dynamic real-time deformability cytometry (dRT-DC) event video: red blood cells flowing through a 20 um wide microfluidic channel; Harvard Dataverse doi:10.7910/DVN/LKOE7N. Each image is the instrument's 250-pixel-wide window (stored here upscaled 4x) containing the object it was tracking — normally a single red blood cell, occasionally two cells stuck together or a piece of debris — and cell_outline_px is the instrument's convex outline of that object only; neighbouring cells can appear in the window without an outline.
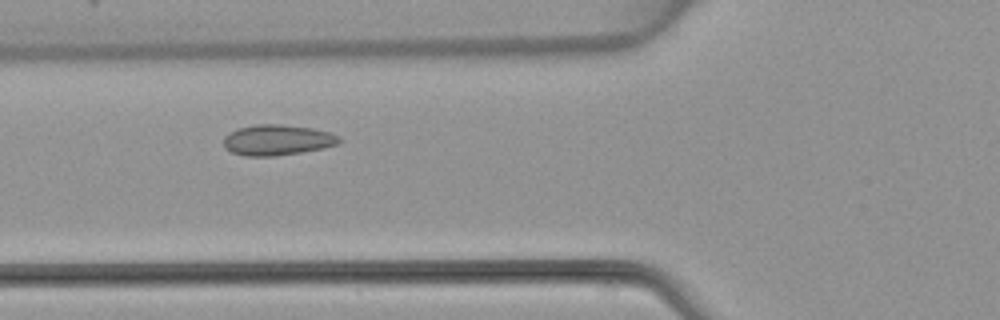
{"species": "common noctule bat (a hibernating species)", "species_latin": "Nyctalus noctula", "temperature_condition": "warm", "stored_images_in_passage": 5, "camera_frame_rate_fps": 3000, "um_per_image_px": 0.085, "animal": {"sex": "female", "body_mass_g": 22.7, "forearm_length_mm": 54.2}, "frame": {"image": 1, "passage_image": 4, "time_ms": 3.667, "image_size_px": [1000, 320], "cell_outline_px": [[344, 140], [340, 144], [324, 148], [276, 156], [244, 156], [232, 152], [224, 148], [224, 136], [240, 128], [256, 124], [280, 124], [312, 128], [328, 132], [340, 136]], "centroid_in_image_um": [23.62, 11.91], "position_along_channel_um": 102.2, "area_um2": 20.69}}
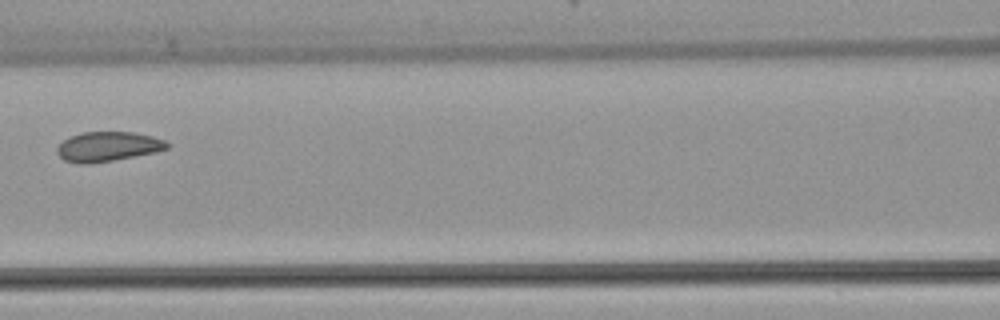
{"frame": {"image": 2, "passage_image": 5, "time_ms": 5.0, "image_size_px": [1000, 320], "cell_outline_px": [[168, 148], [156, 152], [112, 160], [88, 164], [80, 164], [64, 160], [56, 152], [56, 148], [64, 140], [80, 132], [132, 132], [152, 136], [164, 140], [168, 144]], "centroid_in_image_um": [9.15, 12.46], "position_along_channel_um": 157.5, "area_um2": 18.84}}